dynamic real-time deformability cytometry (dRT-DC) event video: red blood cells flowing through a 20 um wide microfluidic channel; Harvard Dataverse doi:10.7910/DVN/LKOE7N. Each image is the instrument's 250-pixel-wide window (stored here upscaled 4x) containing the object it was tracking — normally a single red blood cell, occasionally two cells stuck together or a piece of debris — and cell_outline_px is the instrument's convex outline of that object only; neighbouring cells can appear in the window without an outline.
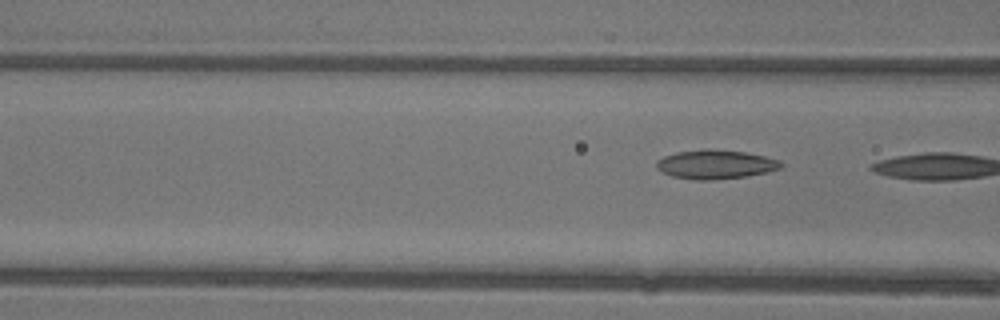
{"species": "common noctule bat (a hibernating species)", "species_latin": "Nyctalus noctula", "temperature_condition": "warm", "stored_images_in_passage": 3, "segment_of_instrument_passage": [2, 2], "camera_frame_rate_fps": 3000, "um_per_image_px": 0.085, "animal": {"sex": "female"}, "frame": {"image": 1, "passage_image": 3, "time_ms": 0.667, "image_size_px": [1000, 320], "cell_outline_px": [[784, 164], [780, 168], [768, 172], [744, 176], [708, 180], [696, 180], [672, 176], [656, 168], [656, 160], [664, 156], [676, 152], [704, 148], [708, 148], [744, 152], [764, 156], [780, 160]], "centroid_in_image_um": [60.8, 13.96], "position_along_channel_um": 105.8, "area_um2": 21.04}}